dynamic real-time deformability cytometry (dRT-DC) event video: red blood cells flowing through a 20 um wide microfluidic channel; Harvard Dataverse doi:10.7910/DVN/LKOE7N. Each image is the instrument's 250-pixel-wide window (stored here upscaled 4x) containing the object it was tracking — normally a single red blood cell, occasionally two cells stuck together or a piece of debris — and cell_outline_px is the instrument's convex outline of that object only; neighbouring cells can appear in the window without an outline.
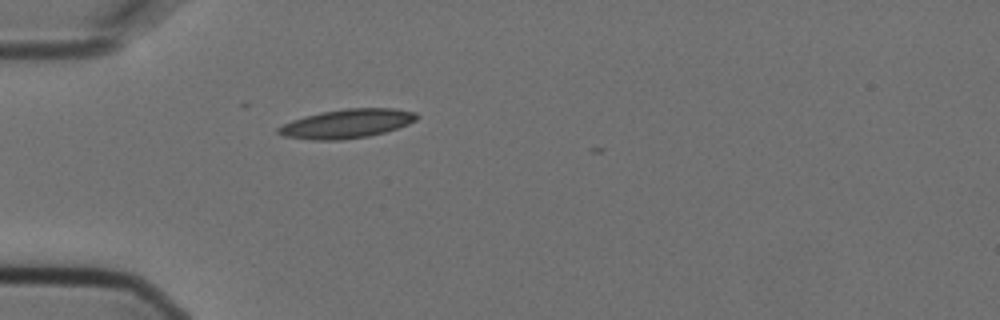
{"species": "Egyptian fruit bat (a non-hibernating species)", "species_latin": "Rousettus aegyptiacus", "temperature_condition": "cold", "stored_images_in_passage": 1, "camera_frame_rate_fps": 3000, "um_per_image_px": 0.085, "animal": {"sex": "female"}, "frame": {"image": 1, "passage_image": 1, "time_ms": 0.0, "image_size_px": [1000, 320], "cell_outline_px": [[420, 116], [416, 120], [408, 124], [384, 132], [368, 136], [344, 140], [312, 140], [284, 136], [276, 132], [276, 128], [292, 120], [304, 116], [320, 112], [344, 108], [396, 108], [416, 112]], "centroid_in_image_um": [29.48, 10.5], "position_along_channel_um": 55.5, "area_um2": 23.52}}